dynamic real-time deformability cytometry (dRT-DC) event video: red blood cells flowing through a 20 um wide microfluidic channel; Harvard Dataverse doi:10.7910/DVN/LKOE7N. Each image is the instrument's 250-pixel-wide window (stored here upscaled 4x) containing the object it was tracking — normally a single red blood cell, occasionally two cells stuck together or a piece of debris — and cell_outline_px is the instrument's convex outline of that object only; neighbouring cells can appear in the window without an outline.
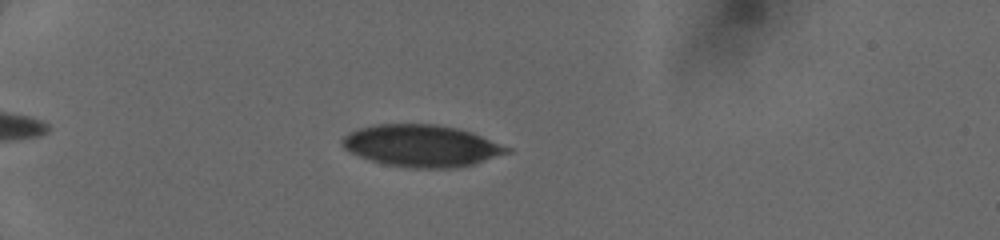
{"species": "human", "species_latin": "Homo sapiens", "temperature_condition": "cold", "stored_images_in_passage": 6, "camera_frame_rate_fps": 3000, "um_per_image_px": 0.085, "donor": {"sex": "female"}, "frame": {"image": 1, "passage_image": 3, "time_ms": 1.667, "image_size_px": [1000, 240], "cell_outline_px": [[512, 152], [472, 164], [452, 168], [412, 168], [384, 164], [360, 156], [344, 148], [340, 140], [344, 136], [360, 128], [376, 124], [436, 124], [460, 128], [472, 132], [512, 148]], "centroid_in_image_um": [35.87, 12.38], "position_along_channel_um": 49.1, "area_um2": 40.11}}